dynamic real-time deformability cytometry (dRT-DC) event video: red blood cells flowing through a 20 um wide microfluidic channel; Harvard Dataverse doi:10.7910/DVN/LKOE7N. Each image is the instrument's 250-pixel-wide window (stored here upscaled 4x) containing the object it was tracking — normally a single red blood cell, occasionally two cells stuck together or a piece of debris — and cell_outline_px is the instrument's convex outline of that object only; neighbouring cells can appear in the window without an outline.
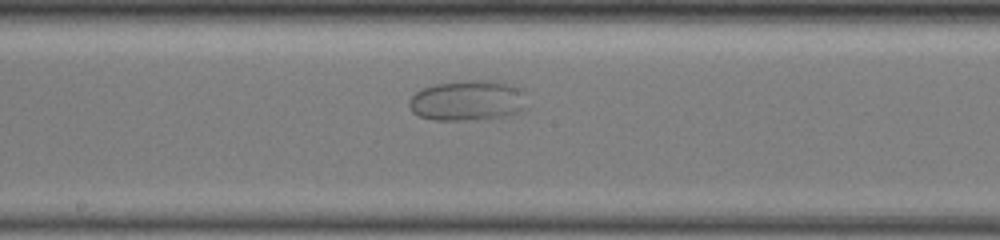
{"species": "common noctule bat (a hibernating species)", "species_latin": "Nyctalus noctula", "temperature_condition": "warm", "stored_images_in_passage": 47, "camera_frame_rate_fps": 3000, "um_per_image_px": 0.085, "animal": {"sex": "female", "body_mass_g": 19.5, "forearm_length_mm": 54.1}, "frame": {"image": 1, "passage_image": 24, "time_ms": 7.667, "image_size_px": [1000, 240], "cell_outline_px": [[524, 108], [520, 112], [504, 116], [460, 120], [436, 120], [420, 116], [412, 112], [408, 104], [408, 100], [416, 92], [424, 88], [436, 84], [464, 80], [496, 80], [520, 88]], "centroid_in_image_um": [39.69, 8.53], "position_along_channel_um": 208.5, "area_um2": 27.34}}
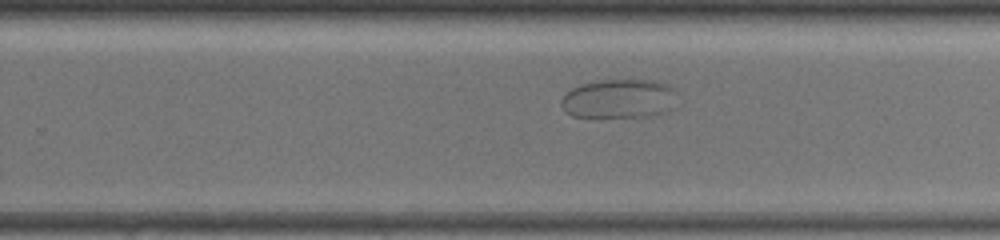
{"frame": {"image": 2, "passage_image": 30, "time_ms": 9.667, "image_size_px": [1000, 240], "cell_outline_px": [[676, 108], [668, 112], [656, 116], [572, 116], [564, 112], [560, 104], [560, 100], [572, 88], [580, 84], [600, 80], [652, 80], [668, 84], [676, 88]], "centroid_in_image_um": [52.69, 8.39], "position_along_channel_um": 277.1, "area_um2": 26.88}}
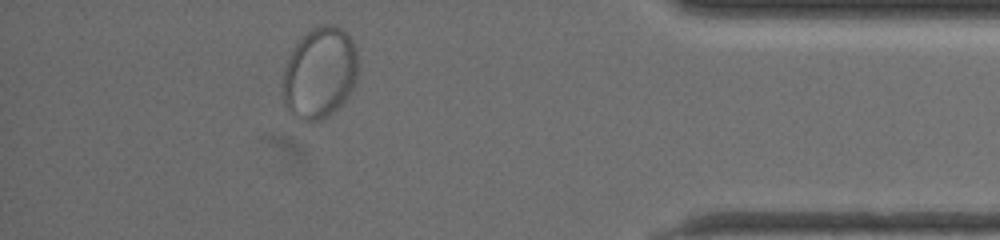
{"frame": {"image": 3, "passage_image": 44, "time_ms": 14.333, "image_size_px": [1000, 240], "cell_outline_px": [[356, 80], [348, 96], [324, 120], [300, 120], [284, 104], [284, 68], [296, 44], [312, 28], [320, 24], [332, 24], [340, 28], [352, 40], [356, 48]], "centroid_in_image_um": [27.18, 6.19], "position_along_channel_um": 408.0, "area_um2": 39.25}}